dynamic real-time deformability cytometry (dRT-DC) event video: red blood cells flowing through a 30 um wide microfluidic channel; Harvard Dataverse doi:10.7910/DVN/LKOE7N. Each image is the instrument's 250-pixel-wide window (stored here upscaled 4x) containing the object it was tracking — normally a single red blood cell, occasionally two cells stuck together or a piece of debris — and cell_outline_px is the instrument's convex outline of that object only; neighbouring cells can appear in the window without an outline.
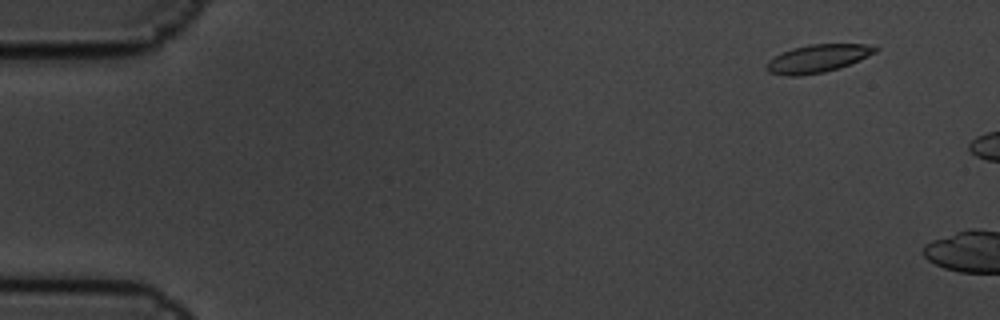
{"species": "common noctule bat (a hibernating species)", "species_latin": "Nyctalus noctula", "temperature_condition": "cold", "stored_images_in_passage": 3, "camera_frame_rate_fps": 3000, "um_per_image_px": 0.085, "animal": {"sex": "male", "body_mass_g": 19.5, "forearm_length_mm": 54.6}, "frame": {"image": 1, "passage_image": 1, "time_ms": 0.0, "image_size_px": [1000, 320], "cell_outline_px": [[880, 48], [876, 52], [840, 68], [824, 72], [800, 76], [784, 76], [768, 72], [764, 68], [768, 60], [792, 48], [808, 44], [864, 44]], "centroid_in_image_um": [69.46, 4.98], "position_along_channel_um": 15.5, "area_um2": 17.69}}